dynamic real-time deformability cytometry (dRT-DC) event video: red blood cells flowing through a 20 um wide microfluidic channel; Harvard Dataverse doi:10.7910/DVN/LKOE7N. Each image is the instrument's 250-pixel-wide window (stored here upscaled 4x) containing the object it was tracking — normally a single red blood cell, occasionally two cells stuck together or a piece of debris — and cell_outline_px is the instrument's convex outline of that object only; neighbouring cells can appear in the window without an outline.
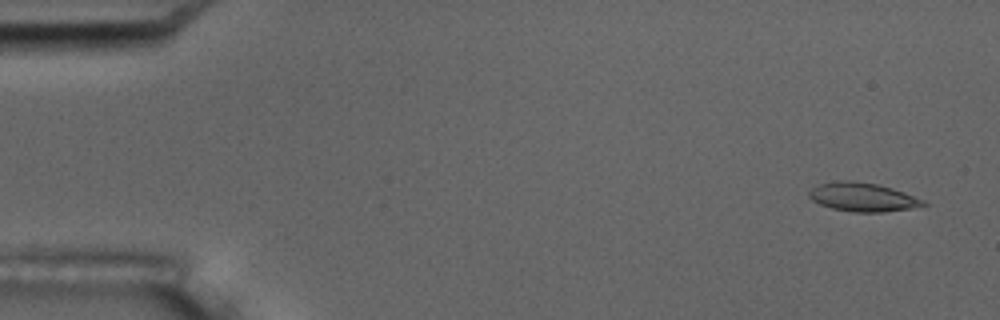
{"species": "common noctule bat (a hibernating species)", "species_latin": "Nyctalus noctula", "temperature_condition": "room temperature", "stored_images_in_passage": 5, "camera_frame_rate_fps": 3000, "um_per_image_px": 0.085, "animal": {"sex": "male", "body_mass_g": 17.5, "forearm_length_mm": 52.3}, "frame": {"image": 1, "passage_image": 1, "time_ms": 0.0, "image_size_px": [1000, 320], "cell_outline_px": [[928, 204], [908, 208], [884, 212], [852, 212], [832, 208], [820, 204], [812, 200], [808, 196], [808, 192], [812, 188], [820, 184], [840, 180], [852, 180], [876, 184], [892, 188], [904, 192], [924, 200]], "centroid_in_image_um": [73.3, 16.75], "position_along_channel_um": 11.7, "area_um2": 18.96}}
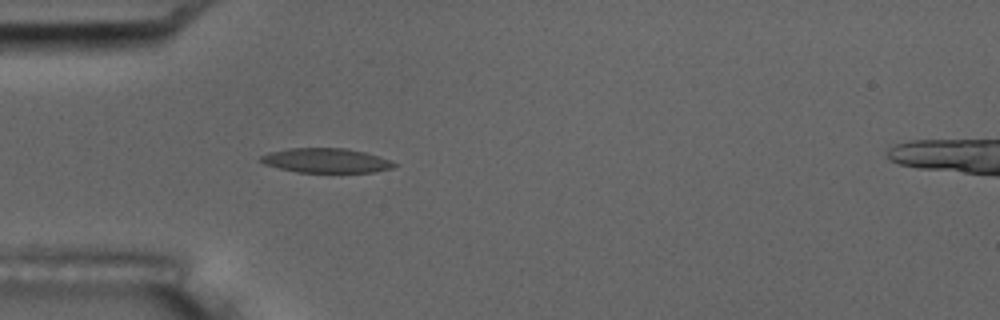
{"frame": {"image": 2, "passage_image": 5, "time_ms": 4.667, "image_size_px": [1000, 320], "cell_outline_px": [[396, 164], [392, 168], [372, 172], [296, 172], [264, 164], [260, 160], [260, 156], [268, 152], [288, 148], [348, 148], [364, 152], [388, 160]], "centroid_in_image_um": [27.65, 13.64], "position_along_channel_um": 57.3, "area_um2": 18.84}}